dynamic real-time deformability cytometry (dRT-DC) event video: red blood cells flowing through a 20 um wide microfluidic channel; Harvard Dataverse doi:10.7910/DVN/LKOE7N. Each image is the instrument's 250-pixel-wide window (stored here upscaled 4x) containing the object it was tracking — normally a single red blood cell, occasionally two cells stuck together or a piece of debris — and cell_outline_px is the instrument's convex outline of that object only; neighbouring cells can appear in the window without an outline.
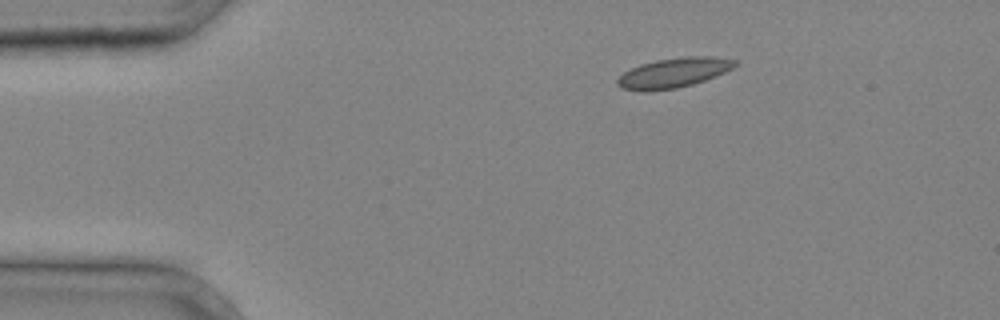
{"species": "common noctule bat (a hibernating species)", "species_latin": "Nyctalus noctula", "temperature_condition": "cold", "stored_images_in_passage": 2, "camera_frame_rate_fps": 3000, "um_per_image_px": 0.085, "animal": {"sex": "male", "body_mass_g": 20.4}, "frame": {"image": 1, "passage_image": 1, "time_ms": 0.0, "image_size_px": [1000, 320], "cell_outline_px": [[740, 64], [716, 76], [692, 84], [676, 88], [648, 92], [644, 92], [620, 88], [616, 84], [616, 80], [624, 72], [640, 64], [656, 60], [684, 56], [712, 56], [736, 60]], "centroid_in_image_um": [57.25, 6.19], "position_along_channel_um": 27.8, "area_um2": 20.58}}